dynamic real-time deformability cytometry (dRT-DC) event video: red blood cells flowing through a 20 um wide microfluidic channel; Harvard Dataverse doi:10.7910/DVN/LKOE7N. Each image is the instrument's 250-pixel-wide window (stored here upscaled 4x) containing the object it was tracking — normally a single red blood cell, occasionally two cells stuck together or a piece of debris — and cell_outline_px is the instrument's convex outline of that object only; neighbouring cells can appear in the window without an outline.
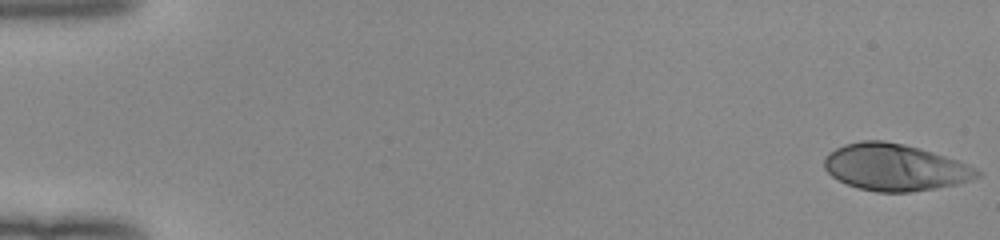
{"species": "human", "species_latin": "Homo sapiens", "temperature_condition": "room temperature", "stored_images_in_passage": 52, "camera_frame_rate_fps": 3000, "um_per_image_px": 0.085, "donor": {"sex": "female"}, "frame": {"image": 1, "passage_image": 1, "time_ms": 0.0, "image_size_px": [1000, 240], "cell_outline_px": [[980, 176], [956, 184], [936, 188], [908, 192], [876, 192], [860, 188], [848, 184], [832, 176], [824, 168], [824, 156], [828, 152], [844, 144], [860, 140], [884, 140], [904, 144], [920, 148], [956, 160], [980, 172]], "centroid_in_image_um": [76.0, 14.21], "position_along_channel_um": 9.0, "area_um2": 41.27}}
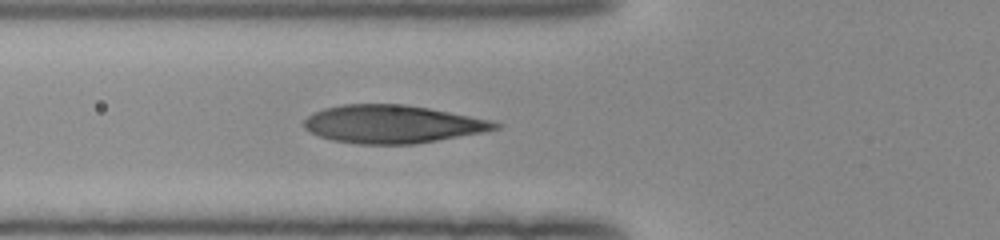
{"frame": {"image": 2, "passage_image": 20, "time_ms": 6.333, "image_size_px": [1000, 240], "cell_outline_px": [[504, 124], [500, 128], [484, 132], [412, 144], [356, 144], [332, 140], [320, 136], [304, 128], [304, 120], [312, 112], [324, 108], [344, 104], [404, 104], [428, 108], [488, 120]], "centroid_in_image_um": [33.33, 10.55], "position_along_channel_um": 92.5, "area_um2": 42.02}}
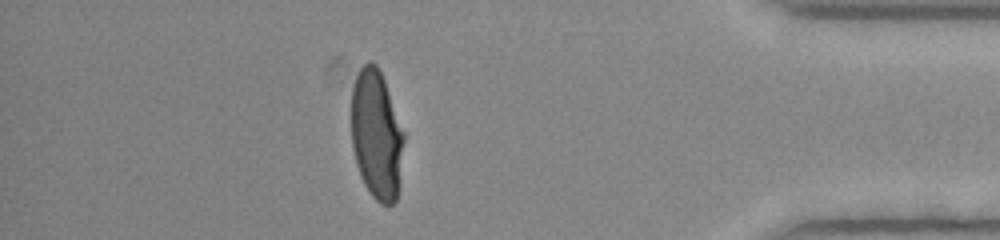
{"frame": {"image": 3, "passage_image": 46, "time_ms": 15.0, "image_size_px": [1000, 240], "cell_outline_px": [[404, 140], [396, 200], [392, 204], [380, 204], [372, 196], [364, 184], [360, 176], [356, 164], [352, 144], [352, 88], [356, 76], [360, 68], [368, 60], [372, 60], [376, 64], [384, 80], [404, 132]], "centroid_in_image_um": [31.99, 11.44], "position_along_channel_um": 403.2, "area_um2": 39.3}, "authors_computed_cell_mechanics": {"area_um2": 41.327, "velocity_mm_per_s": 4.0003, "shape_relaxation_time_tau1_ms": 4.1388, "shape_relaxation_time_tau2_ms": null, "deformation_change_tau1": 0.2164, "deformation_change_tau2": null}}